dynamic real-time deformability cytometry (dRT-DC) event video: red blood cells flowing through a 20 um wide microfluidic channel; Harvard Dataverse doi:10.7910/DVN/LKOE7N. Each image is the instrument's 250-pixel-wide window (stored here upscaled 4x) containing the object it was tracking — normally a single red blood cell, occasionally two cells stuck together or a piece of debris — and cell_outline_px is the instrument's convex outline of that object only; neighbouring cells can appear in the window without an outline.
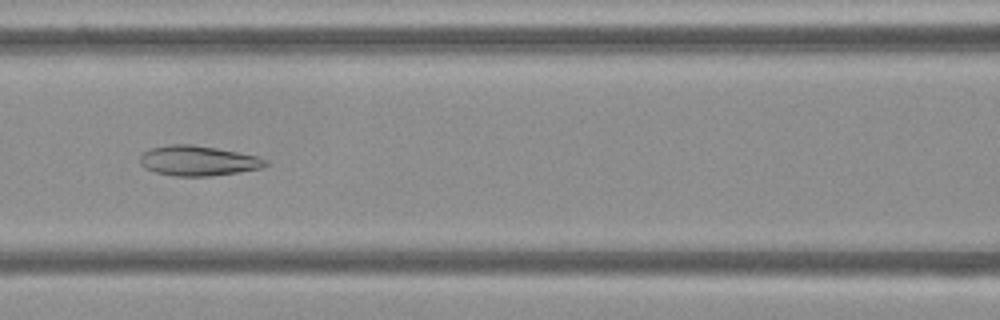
{"species": "Egyptian fruit bat (a non-hibernating species)", "species_latin": "Rousettus aegyptiacus", "temperature_condition": "cold", "stored_images_in_passage": 51, "camera_frame_rate_fps": 3000, "um_per_image_px": 0.085, "frame": {"image": 1, "passage_image": 19, "time_ms": 6.0, "image_size_px": [1000, 320], "cell_outline_px": [[268, 164], [260, 168], [236, 172], [208, 176], [172, 176], [156, 172], [144, 168], [140, 164], [140, 156], [148, 148], [168, 144], [192, 144], [216, 148], [256, 156], [268, 160]], "centroid_in_image_um": [16.77, 13.65], "position_along_channel_um": 149.8, "area_um2": 21.91}}
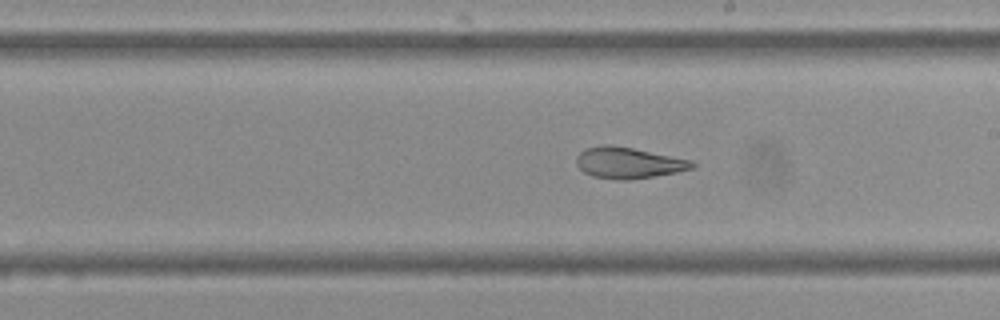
{"frame": {"image": 2, "passage_image": 26, "time_ms": 8.333, "image_size_px": [1000, 320], "cell_outline_px": [[696, 164], [692, 168], [676, 172], [632, 180], [616, 180], [592, 176], [584, 172], [576, 164], [576, 156], [584, 148], [604, 144], [608, 144], [632, 148], [692, 160]], "centroid_in_image_um": [53.38, 13.84], "position_along_channel_um": 235.6, "area_um2": 21.04}}
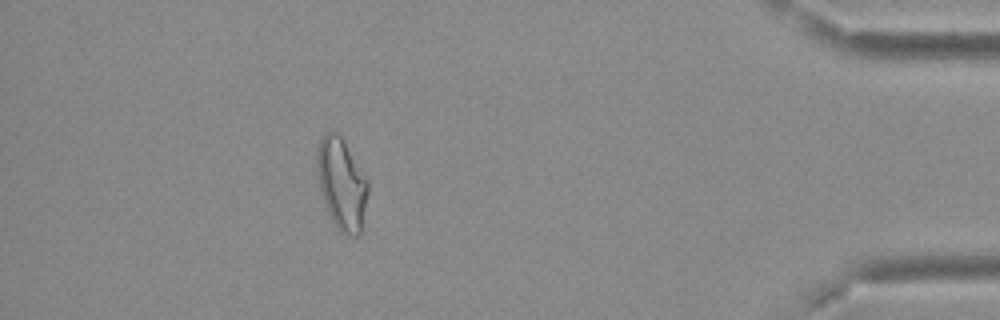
{"frame": {"image": 3, "passage_image": 44, "time_ms": 14.333, "image_size_px": [1000, 320], "cell_outline_px": [[368, 192], [360, 232], [356, 236], [344, 236], [340, 232], [332, 220], [324, 200], [316, 176], [316, 148], [324, 132], [336, 132], [340, 136], [368, 184]], "centroid_in_image_um": [28.99, 15.65], "position_along_channel_um": 406.2, "area_um2": 26.53}}